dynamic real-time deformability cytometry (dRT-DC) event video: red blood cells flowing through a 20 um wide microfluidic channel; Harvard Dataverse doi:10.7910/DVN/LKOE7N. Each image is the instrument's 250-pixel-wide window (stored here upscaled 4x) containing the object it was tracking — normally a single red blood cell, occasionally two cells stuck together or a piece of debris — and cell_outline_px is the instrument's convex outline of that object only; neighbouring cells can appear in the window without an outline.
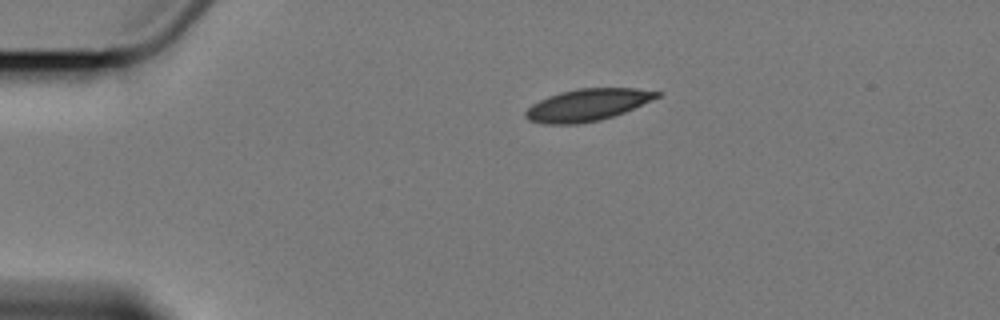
{"species": "Egyptian fruit bat (a non-hibernating species)", "species_latin": "Rousettus aegyptiacus", "temperature_condition": "cold", "stored_images_in_passage": 3, "camera_frame_rate_fps": 3000, "um_per_image_px": 0.085, "animal": {"sex": "female"}, "frame": {"image": 1, "passage_image": 1, "time_ms": 0.0, "image_size_px": [1000, 320], "cell_outline_px": [[664, 92], [660, 96], [624, 112], [600, 120], [576, 124], [544, 124], [528, 120], [524, 116], [524, 112], [532, 104], [548, 96], [560, 92], [576, 88], [636, 88]], "centroid_in_image_um": [49.91, 8.91], "position_along_channel_um": 35.1, "area_um2": 24.51}}
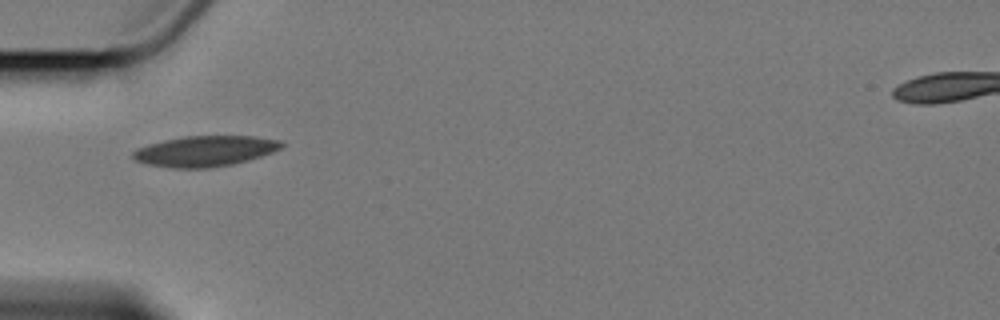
{"frame": {"image": 2, "passage_image": 3, "time_ms": 2.333, "image_size_px": [1000, 320], "cell_outline_px": [[284, 144], [280, 148], [272, 152], [248, 160], [232, 164], [212, 168], [172, 168], [148, 164], [132, 160], [132, 152], [136, 148], [148, 144], [164, 140], [184, 136], [256, 136], [280, 140]], "centroid_in_image_um": [17.39, 12.84], "position_along_channel_um": 67.6, "area_um2": 26.59}}